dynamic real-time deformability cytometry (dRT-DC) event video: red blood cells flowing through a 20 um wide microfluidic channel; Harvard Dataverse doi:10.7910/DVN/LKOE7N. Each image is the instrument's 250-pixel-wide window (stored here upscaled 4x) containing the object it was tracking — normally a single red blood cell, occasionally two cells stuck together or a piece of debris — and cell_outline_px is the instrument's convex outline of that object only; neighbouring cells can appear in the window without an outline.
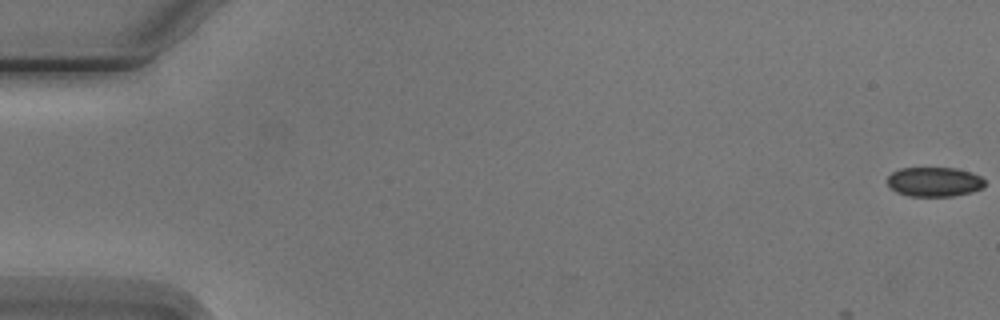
{"species": "Egyptian fruit bat (a non-hibernating species)", "species_latin": "Rousettus aegyptiacus", "temperature_condition": "cold", "stored_images_in_passage": 7, "camera_frame_rate_fps": 3000, "um_per_image_px": 0.085, "animal": {"sex": "male"}, "frame": {"image": 1, "passage_image": 1, "time_ms": 0.0, "image_size_px": [1000, 320], "cell_outline_px": [[984, 188], [972, 192], [952, 196], [908, 196], [896, 192], [888, 184], [888, 176], [892, 172], [900, 168], [956, 168], [972, 172], [980, 176], [984, 180]], "centroid_in_image_um": [79.43, 15.45], "position_along_channel_um": 5.6, "area_um2": 16.82}}
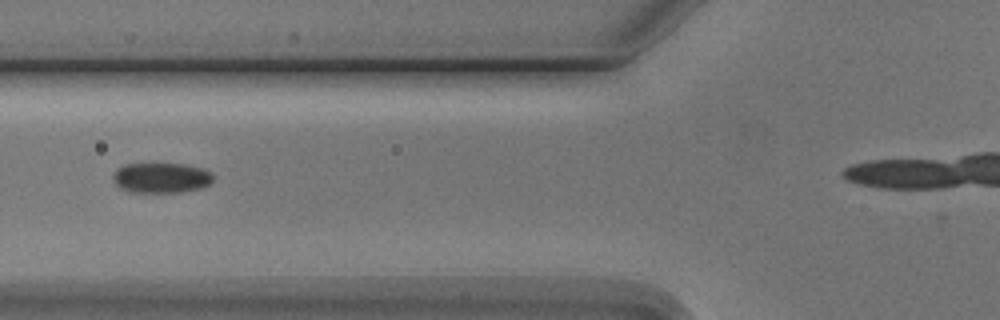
{"frame": {"image": 2, "passage_image": 7, "time_ms": 7.0, "image_size_px": [1000, 320], "cell_outline_px": [[212, 184], [204, 188], [180, 192], [128, 192], [120, 188], [116, 184], [112, 176], [124, 164], [184, 164], [204, 168], [212, 172]], "centroid_in_image_um": [13.76, 15.12], "position_along_channel_um": 112.0, "area_um2": 17.74}}